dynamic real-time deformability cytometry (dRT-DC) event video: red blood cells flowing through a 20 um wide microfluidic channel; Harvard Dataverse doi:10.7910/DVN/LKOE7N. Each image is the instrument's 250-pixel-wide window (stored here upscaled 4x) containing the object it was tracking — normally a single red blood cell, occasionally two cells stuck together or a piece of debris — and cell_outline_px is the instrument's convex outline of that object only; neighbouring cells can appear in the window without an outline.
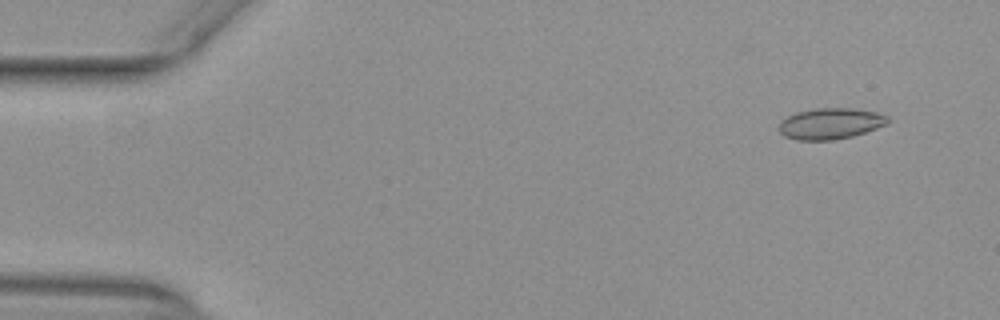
{"species": "common noctule bat (a hibernating species)", "species_latin": "Nyctalus noctula", "temperature_condition": "warm", "stored_images_in_passage": 54, "camera_frame_rate_fps": 3000, "um_per_image_px": 0.085, "animal": {"sex": "female", "body_mass_g": 29.2, "forearm_length_mm": 56.3}, "frame": {"image": 1, "passage_image": 5, "time_ms": 1.333, "image_size_px": [1000, 320], "cell_outline_px": [[888, 124], [852, 136], [832, 140], [796, 140], [784, 136], [780, 132], [780, 120], [796, 112], [816, 108], [852, 108], [876, 112], [888, 116]], "centroid_in_image_um": [70.57, 10.5], "position_along_channel_um": 14.4, "area_um2": 19.65}}
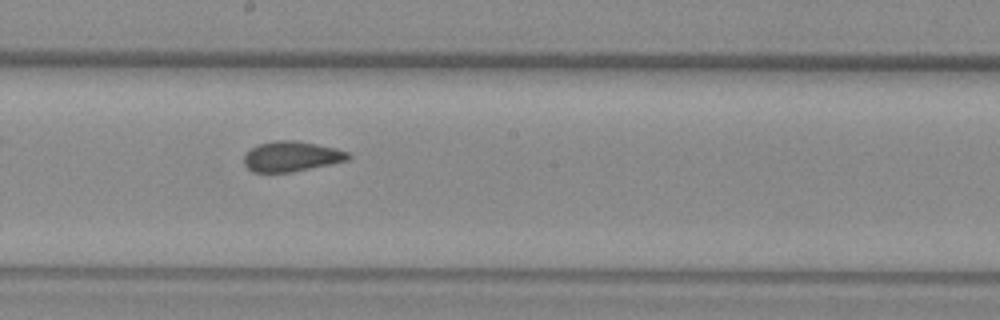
{"frame": {"image": 2, "passage_image": 30, "time_ms": 9.667, "image_size_px": [1000, 320], "cell_outline_px": [[352, 156], [348, 160], [292, 172], [252, 172], [244, 164], [244, 156], [256, 144], [272, 140], [296, 140], [336, 148], [348, 152]], "centroid_in_image_um": [24.76, 13.28], "position_along_channel_um": 223.4, "area_um2": 18.38}}
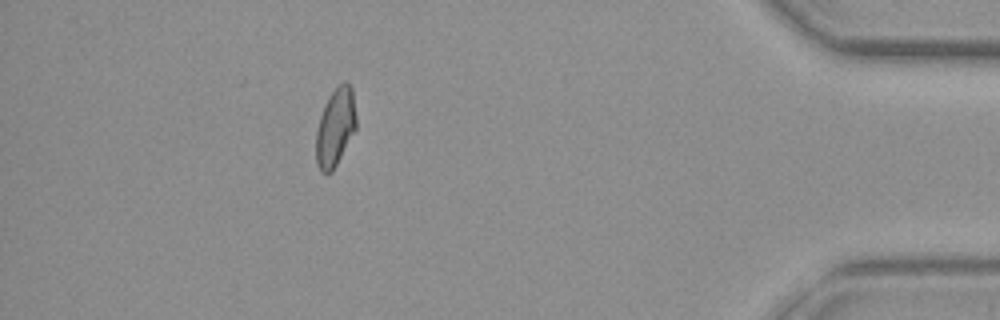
{"frame": {"image": 3, "passage_image": 48, "time_ms": 15.667, "image_size_px": [1000, 320], "cell_outline_px": [[356, 128], [332, 172], [320, 172], [316, 164], [316, 128], [324, 104], [328, 96], [344, 80], [352, 88], [356, 116]], "centroid_in_image_um": [28.49, 10.81], "position_along_channel_um": 406.7, "area_um2": 18.21}, "authors_computed_cell_mechanics": {"area_um2": 18.6694, "velocity_mm_per_s": 3.9421, "shape_relaxation_time_tau1_ms": null, "shape_relaxation_time_tau2_ms": 1.2025, "deformation_change_tau1": null, "deformation_change_tau2": 0.0499}}